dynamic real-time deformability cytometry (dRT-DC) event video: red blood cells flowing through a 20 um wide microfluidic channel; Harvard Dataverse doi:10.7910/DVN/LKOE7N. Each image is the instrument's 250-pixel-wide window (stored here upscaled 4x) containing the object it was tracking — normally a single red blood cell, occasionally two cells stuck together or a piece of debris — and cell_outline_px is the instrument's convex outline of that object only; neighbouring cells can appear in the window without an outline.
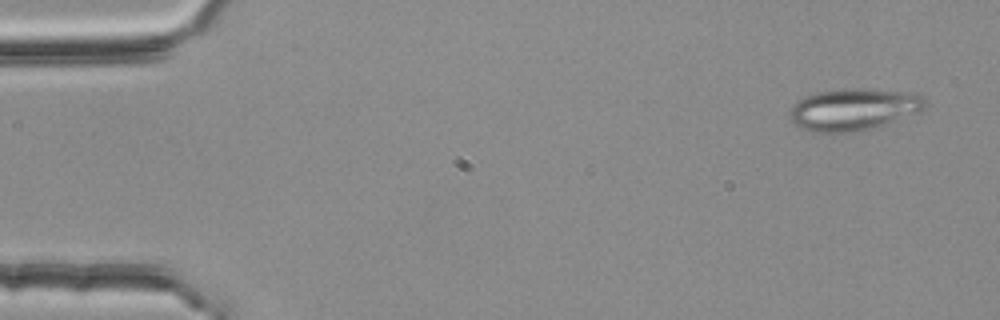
{"species": "common noctule bat (a hibernating species)", "species_latin": "Nyctalus noctula", "temperature_condition": "room temperature", "stored_images_in_passage": 54, "segment_of_instrument_passage": [1, 2], "camera_frame_rate_fps": 3000, "um_per_image_px": 0.085, "animal": {"sex": "female", "body_mass_g": 25.1}, "frame": {"image": 1, "passage_image": 3, "time_ms": 0.667, "image_size_px": [1000, 320], "cell_outline_px": [[924, 108], [916, 112], [864, 132], [812, 132], [800, 128], [792, 120], [788, 112], [792, 104], [796, 100], [804, 96], [816, 92], [844, 88], [868, 88], [916, 92], [924, 100]], "centroid_in_image_um": [72.5, 9.28], "position_along_channel_um": 12.5, "area_um2": 33.47}}